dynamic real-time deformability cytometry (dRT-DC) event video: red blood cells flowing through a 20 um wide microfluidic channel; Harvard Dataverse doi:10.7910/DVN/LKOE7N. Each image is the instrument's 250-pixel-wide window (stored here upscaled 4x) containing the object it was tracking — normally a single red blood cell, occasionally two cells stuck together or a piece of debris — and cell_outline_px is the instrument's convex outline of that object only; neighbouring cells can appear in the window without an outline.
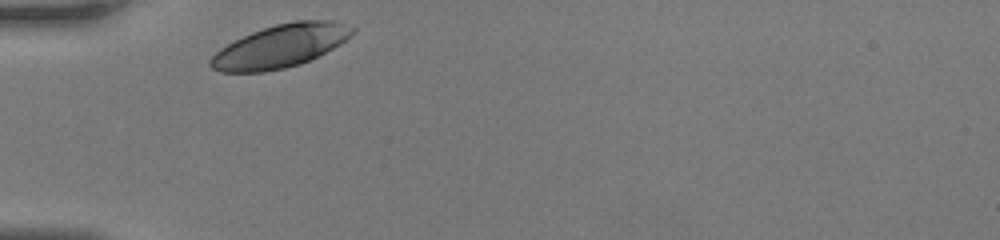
{"species": "human", "species_latin": "Homo sapiens", "temperature_condition": "room temperature", "stored_images_in_passage": 28, "camera_frame_rate_fps": 3000, "um_per_image_px": 0.085, "donor": {"sex": "female"}, "frame": {"image": 1, "passage_image": 1, "time_ms": 0.0, "image_size_px": [1000, 240], "cell_outline_px": [[356, 28], [340, 44], [300, 64], [284, 68], [264, 72], [220, 72], [212, 68], [208, 64], [208, 60], [220, 48], [252, 32], [276, 24], [296, 20], [332, 20]], "centroid_in_image_um": [23.79, 3.92], "position_along_channel_um": 61.2, "area_um2": 35.03}}
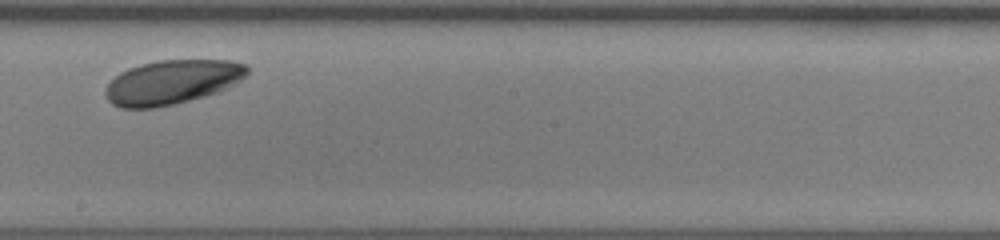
{"frame": {"image": 2, "passage_image": 16, "time_ms": 5.0, "image_size_px": [1000, 240], "cell_outline_px": [[248, 76], [236, 84], [220, 92], [172, 104], [152, 108], [120, 108], [112, 104], [108, 100], [104, 92], [104, 88], [120, 72], [128, 68], [140, 64], [156, 60], [232, 60], [248, 64]], "centroid_in_image_um": [14.67, 6.97], "position_along_channel_um": 233.5, "area_um2": 36.93}}
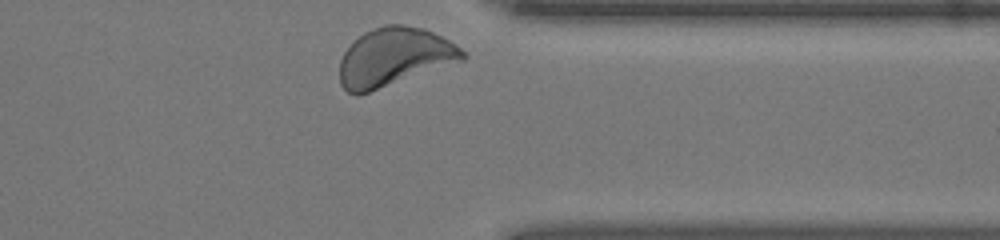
{"frame": {"image": 3, "passage_image": 28, "time_ms": 9.0, "image_size_px": [1000, 240], "cell_outline_px": [[468, 56], [464, 60], [356, 96], [348, 92], [340, 84], [340, 60], [344, 52], [364, 32], [372, 28], [384, 24], [404, 24], [424, 28], [448, 40], [460, 48]], "centroid_in_image_um": [33.5, 4.84], "position_along_channel_um": 377.9, "area_um2": 41.44}, "authors_computed_cell_mechanics": {"area_um2": 36.414, "velocity_mm_per_s": 3.6293, "shape_relaxation_time_tau1_ms": 1.633, "shape_relaxation_time_tau2_ms": null, "deformation_change_tau1": 0.0945, "deformation_change_tau2": null}}